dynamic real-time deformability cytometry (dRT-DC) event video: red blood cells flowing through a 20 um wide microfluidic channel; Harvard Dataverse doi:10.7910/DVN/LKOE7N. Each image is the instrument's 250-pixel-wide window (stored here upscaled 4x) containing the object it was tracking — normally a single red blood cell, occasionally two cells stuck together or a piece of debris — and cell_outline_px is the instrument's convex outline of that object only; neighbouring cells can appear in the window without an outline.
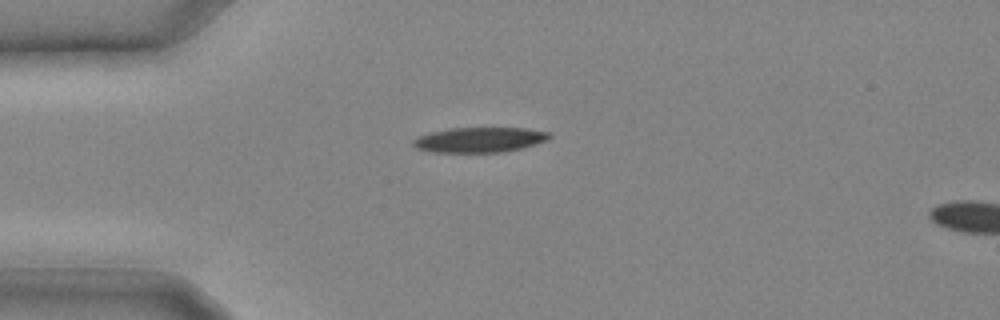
{"species": "common noctule bat (a hibernating species)", "species_latin": "Nyctalus noctula", "temperature_condition": "cold", "stored_images_in_passage": 4, "camera_frame_rate_fps": 3000, "um_per_image_px": 0.085, "animal": {"sex": "male", "body_mass_g": 20.4}, "frame": {"image": 1, "passage_image": 2, "time_ms": 0.333, "image_size_px": [1000, 320], "cell_outline_px": [[552, 136], [548, 140], [520, 148], [504, 152], [432, 152], [416, 148], [412, 144], [412, 140], [420, 136], [432, 132], [452, 128], [524, 128], [548, 132]], "centroid_in_image_um": [40.76, 11.88], "position_along_channel_um": 44.2, "area_um2": 19.71}}